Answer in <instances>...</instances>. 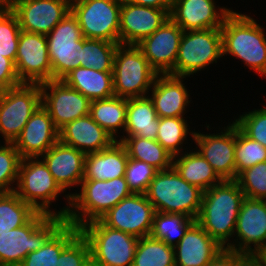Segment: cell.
<instances>
[{
  "instance_id": "obj_40",
  "label": "cell",
  "mask_w": 266,
  "mask_h": 266,
  "mask_svg": "<svg viewBox=\"0 0 266 266\" xmlns=\"http://www.w3.org/2000/svg\"><path fill=\"white\" fill-rule=\"evenodd\" d=\"M21 28L9 7H0V55L16 60Z\"/></svg>"
},
{
  "instance_id": "obj_3",
  "label": "cell",
  "mask_w": 266,
  "mask_h": 266,
  "mask_svg": "<svg viewBox=\"0 0 266 266\" xmlns=\"http://www.w3.org/2000/svg\"><path fill=\"white\" fill-rule=\"evenodd\" d=\"M80 186V192H71L70 209L65 218L67 223L77 228L99 219L132 194L125 177L111 180H82Z\"/></svg>"
},
{
  "instance_id": "obj_18",
  "label": "cell",
  "mask_w": 266,
  "mask_h": 266,
  "mask_svg": "<svg viewBox=\"0 0 266 266\" xmlns=\"http://www.w3.org/2000/svg\"><path fill=\"white\" fill-rule=\"evenodd\" d=\"M265 246L266 200L245 197L237 217L233 242L227 249L252 255Z\"/></svg>"
},
{
  "instance_id": "obj_5",
  "label": "cell",
  "mask_w": 266,
  "mask_h": 266,
  "mask_svg": "<svg viewBox=\"0 0 266 266\" xmlns=\"http://www.w3.org/2000/svg\"><path fill=\"white\" fill-rule=\"evenodd\" d=\"M145 195L155 211L185 214L196 220L201 208L203 191L185 181L172 167L157 172Z\"/></svg>"
},
{
  "instance_id": "obj_44",
  "label": "cell",
  "mask_w": 266,
  "mask_h": 266,
  "mask_svg": "<svg viewBox=\"0 0 266 266\" xmlns=\"http://www.w3.org/2000/svg\"><path fill=\"white\" fill-rule=\"evenodd\" d=\"M157 172V169L146 162L129 158L124 177L132 193L145 194Z\"/></svg>"
},
{
  "instance_id": "obj_26",
  "label": "cell",
  "mask_w": 266,
  "mask_h": 266,
  "mask_svg": "<svg viewBox=\"0 0 266 266\" xmlns=\"http://www.w3.org/2000/svg\"><path fill=\"white\" fill-rule=\"evenodd\" d=\"M59 140L85 155L110 147L115 140L95 122L90 114L67 123L59 130Z\"/></svg>"
},
{
  "instance_id": "obj_48",
  "label": "cell",
  "mask_w": 266,
  "mask_h": 266,
  "mask_svg": "<svg viewBox=\"0 0 266 266\" xmlns=\"http://www.w3.org/2000/svg\"><path fill=\"white\" fill-rule=\"evenodd\" d=\"M121 4H136L140 6L171 9L173 0H119Z\"/></svg>"
},
{
  "instance_id": "obj_30",
  "label": "cell",
  "mask_w": 266,
  "mask_h": 266,
  "mask_svg": "<svg viewBox=\"0 0 266 266\" xmlns=\"http://www.w3.org/2000/svg\"><path fill=\"white\" fill-rule=\"evenodd\" d=\"M90 101L108 99L114 95L113 72H100L88 67L73 69L62 79Z\"/></svg>"
},
{
  "instance_id": "obj_46",
  "label": "cell",
  "mask_w": 266,
  "mask_h": 266,
  "mask_svg": "<svg viewBox=\"0 0 266 266\" xmlns=\"http://www.w3.org/2000/svg\"><path fill=\"white\" fill-rule=\"evenodd\" d=\"M22 84L17 76L15 62L0 55V91Z\"/></svg>"
},
{
  "instance_id": "obj_11",
  "label": "cell",
  "mask_w": 266,
  "mask_h": 266,
  "mask_svg": "<svg viewBox=\"0 0 266 266\" xmlns=\"http://www.w3.org/2000/svg\"><path fill=\"white\" fill-rule=\"evenodd\" d=\"M121 6L119 0H71V12L83 37L118 44Z\"/></svg>"
},
{
  "instance_id": "obj_35",
  "label": "cell",
  "mask_w": 266,
  "mask_h": 266,
  "mask_svg": "<svg viewBox=\"0 0 266 266\" xmlns=\"http://www.w3.org/2000/svg\"><path fill=\"white\" fill-rule=\"evenodd\" d=\"M36 213L15 191L0 193V234L25 225Z\"/></svg>"
},
{
  "instance_id": "obj_13",
  "label": "cell",
  "mask_w": 266,
  "mask_h": 266,
  "mask_svg": "<svg viewBox=\"0 0 266 266\" xmlns=\"http://www.w3.org/2000/svg\"><path fill=\"white\" fill-rule=\"evenodd\" d=\"M41 104L49 112L54 126L60 130L67 123L90 114L91 101L63 80L40 84Z\"/></svg>"
},
{
  "instance_id": "obj_36",
  "label": "cell",
  "mask_w": 266,
  "mask_h": 266,
  "mask_svg": "<svg viewBox=\"0 0 266 266\" xmlns=\"http://www.w3.org/2000/svg\"><path fill=\"white\" fill-rule=\"evenodd\" d=\"M184 117L159 118L158 134L156 140L174 157L184 152L182 146L187 142L190 134L193 138L194 131L189 130L191 123ZM189 125V126H188ZM192 131V132H191ZM183 148V149H182Z\"/></svg>"
},
{
  "instance_id": "obj_50",
  "label": "cell",
  "mask_w": 266,
  "mask_h": 266,
  "mask_svg": "<svg viewBox=\"0 0 266 266\" xmlns=\"http://www.w3.org/2000/svg\"><path fill=\"white\" fill-rule=\"evenodd\" d=\"M239 266H261L253 255H248Z\"/></svg>"
},
{
  "instance_id": "obj_2",
  "label": "cell",
  "mask_w": 266,
  "mask_h": 266,
  "mask_svg": "<svg viewBox=\"0 0 266 266\" xmlns=\"http://www.w3.org/2000/svg\"><path fill=\"white\" fill-rule=\"evenodd\" d=\"M247 14L232 11L221 27L223 56L230 55L266 78V34Z\"/></svg>"
},
{
  "instance_id": "obj_6",
  "label": "cell",
  "mask_w": 266,
  "mask_h": 266,
  "mask_svg": "<svg viewBox=\"0 0 266 266\" xmlns=\"http://www.w3.org/2000/svg\"><path fill=\"white\" fill-rule=\"evenodd\" d=\"M157 75L137 45H118L113 62L115 96L127 99L148 96Z\"/></svg>"
},
{
  "instance_id": "obj_22",
  "label": "cell",
  "mask_w": 266,
  "mask_h": 266,
  "mask_svg": "<svg viewBox=\"0 0 266 266\" xmlns=\"http://www.w3.org/2000/svg\"><path fill=\"white\" fill-rule=\"evenodd\" d=\"M231 9L216 7L215 0H173L170 18L183 31L221 28Z\"/></svg>"
},
{
  "instance_id": "obj_21",
  "label": "cell",
  "mask_w": 266,
  "mask_h": 266,
  "mask_svg": "<svg viewBox=\"0 0 266 266\" xmlns=\"http://www.w3.org/2000/svg\"><path fill=\"white\" fill-rule=\"evenodd\" d=\"M170 11L171 9L122 4L119 28L120 44H139L170 18Z\"/></svg>"
},
{
  "instance_id": "obj_51",
  "label": "cell",
  "mask_w": 266,
  "mask_h": 266,
  "mask_svg": "<svg viewBox=\"0 0 266 266\" xmlns=\"http://www.w3.org/2000/svg\"><path fill=\"white\" fill-rule=\"evenodd\" d=\"M17 0H0V7H10Z\"/></svg>"
},
{
  "instance_id": "obj_34",
  "label": "cell",
  "mask_w": 266,
  "mask_h": 266,
  "mask_svg": "<svg viewBox=\"0 0 266 266\" xmlns=\"http://www.w3.org/2000/svg\"><path fill=\"white\" fill-rule=\"evenodd\" d=\"M196 222L185 214L156 211L150 236L175 247L187 230Z\"/></svg>"
},
{
  "instance_id": "obj_19",
  "label": "cell",
  "mask_w": 266,
  "mask_h": 266,
  "mask_svg": "<svg viewBox=\"0 0 266 266\" xmlns=\"http://www.w3.org/2000/svg\"><path fill=\"white\" fill-rule=\"evenodd\" d=\"M9 8L21 30L47 35L71 11V0H17Z\"/></svg>"
},
{
  "instance_id": "obj_17",
  "label": "cell",
  "mask_w": 266,
  "mask_h": 266,
  "mask_svg": "<svg viewBox=\"0 0 266 266\" xmlns=\"http://www.w3.org/2000/svg\"><path fill=\"white\" fill-rule=\"evenodd\" d=\"M218 133L196 132L192 140L195 149L209 162L222 180H236L235 140L236 124L228 123ZM198 148V149H197Z\"/></svg>"
},
{
  "instance_id": "obj_14",
  "label": "cell",
  "mask_w": 266,
  "mask_h": 266,
  "mask_svg": "<svg viewBox=\"0 0 266 266\" xmlns=\"http://www.w3.org/2000/svg\"><path fill=\"white\" fill-rule=\"evenodd\" d=\"M155 212L154 206L145 194L132 193L108 210L99 220L110 228L140 239L150 235Z\"/></svg>"
},
{
  "instance_id": "obj_10",
  "label": "cell",
  "mask_w": 266,
  "mask_h": 266,
  "mask_svg": "<svg viewBox=\"0 0 266 266\" xmlns=\"http://www.w3.org/2000/svg\"><path fill=\"white\" fill-rule=\"evenodd\" d=\"M82 38L78 20L71 11L46 35L52 79L62 80L81 67Z\"/></svg>"
},
{
  "instance_id": "obj_37",
  "label": "cell",
  "mask_w": 266,
  "mask_h": 266,
  "mask_svg": "<svg viewBox=\"0 0 266 266\" xmlns=\"http://www.w3.org/2000/svg\"><path fill=\"white\" fill-rule=\"evenodd\" d=\"M132 266H175L174 247L150 235L138 239Z\"/></svg>"
},
{
  "instance_id": "obj_12",
  "label": "cell",
  "mask_w": 266,
  "mask_h": 266,
  "mask_svg": "<svg viewBox=\"0 0 266 266\" xmlns=\"http://www.w3.org/2000/svg\"><path fill=\"white\" fill-rule=\"evenodd\" d=\"M40 105V84L22 83L0 91V134L3 142L13 143Z\"/></svg>"
},
{
  "instance_id": "obj_29",
  "label": "cell",
  "mask_w": 266,
  "mask_h": 266,
  "mask_svg": "<svg viewBox=\"0 0 266 266\" xmlns=\"http://www.w3.org/2000/svg\"><path fill=\"white\" fill-rule=\"evenodd\" d=\"M158 126L159 117L149 96L127 99L126 124L121 136L156 140Z\"/></svg>"
},
{
  "instance_id": "obj_16",
  "label": "cell",
  "mask_w": 266,
  "mask_h": 266,
  "mask_svg": "<svg viewBox=\"0 0 266 266\" xmlns=\"http://www.w3.org/2000/svg\"><path fill=\"white\" fill-rule=\"evenodd\" d=\"M15 66L21 83L42 84L52 80L46 35L21 30Z\"/></svg>"
},
{
  "instance_id": "obj_45",
  "label": "cell",
  "mask_w": 266,
  "mask_h": 266,
  "mask_svg": "<svg viewBox=\"0 0 266 266\" xmlns=\"http://www.w3.org/2000/svg\"><path fill=\"white\" fill-rule=\"evenodd\" d=\"M58 266H91V251L80 232L60 253Z\"/></svg>"
},
{
  "instance_id": "obj_42",
  "label": "cell",
  "mask_w": 266,
  "mask_h": 266,
  "mask_svg": "<svg viewBox=\"0 0 266 266\" xmlns=\"http://www.w3.org/2000/svg\"><path fill=\"white\" fill-rule=\"evenodd\" d=\"M236 181L245 197L266 200V161L245 169Z\"/></svg>"
},
{
  "instance_id": "obj_1",
  "label": "cell",
  "mask_w": 266,
  "mask_h": 266,
  "mask_svg": "<svg viewBox=\"0 0 266 266\" xmlns=\"http://www.w3.org/2000/svg\"><path fill=\"white\" fill-rule=\"evenodd\" d=\"M244 198L236 180H223L203 192L196 222L223 248L233 242L237 217Z\"/></svg>"
},
{
  "instance_id": "obj_4",
  "label": "cell",
  "mask_w": 266,
  "mask_h": 266,
  "mask_svg": "<svg viewBox=\"0 0 266 266\" xmlns=\"http://www.w3.org/2000/svg\"><path fill=\"white\" fill-rule=\"evenodd\" d=\"M62 216L37 212L25 225L0 234V266H20L66 223Z\"/></svg>"
},
{
  "instance_id": "obj_27",
  "label": "cell",
  "mask_w": 266,
  "mask_h": 266,
  "mask_svg": "<svg viewBox=\"0 0 266 266\" xmlns=\"http://www.w3.org/2000/svg\"><path fill=\"white\" fill-rule=\"evenodd\" d=\"M128 159L127 151L119 141L99 152L86 154L83 180L124 177Z\"/></svg>"
},
{
  "instance_id": "obj_9",
  "label": "cell",
  "mask_w": 266,
  "mask_h": 266,
  "mask_svg": "<svg viewBox=\"0 0 266 266\" xmlns=\"http://www.w3.org/2000/svg\"><path fill=\"white\" fill-rule=\"evenodd\" d=\"M223 57L221 28L184 31L175 76L190 77Z\"/></svg>"
},
{
  "instance_id": "obj_20",
  "label": "cell",
  "mask_w": 266,
  "mask_h": 266,
  "mask_svg": "<svg viewBox=\"0 0 266 266\" xmlns=\"http://www.w3.org/2000/svg\"><path fill=\"white\" fill-rule=\"evenodd\" d=\"M183 32L181 27L169 18L153 34L137 44L158 74L175 76V62Z\"/></svg>"
},
{
  "instance_id": "obj_31",
  "label": "cell",
  "mask_w": 266,
  "mask_h": 266,
  "mask_svg": "<svg viewBox=\"0 0 266 266\" xmlns=\"http://www.w3.org/2000/svg\"><path fill=\"white\" fill-rule=\"evenodd\" d=\"M126 111L127 98L118 96L94 100L90 104V116L92 119L107 131L115 141L120 139V135L118 134H121V131L124 135Z\"/></svg>"
},
{
  "instance_id": "obj_7",
  "label": "cell",
  "mask_w": 266,
  "mask_h": 266,
  "mask_svg": "<svg viewBox=\"0 0 266 266\" xmlns=\"http://www.w3.org/2000/svg\"><path fill=\"white\" fill-rule=\"evenodd\" d=\"M91 251V266H132L138 238L104 225L99 219L80 227Z\"/></svg>"
},
{
  "instance_id": "obj_47",
  "label": "cell",
  "mask_w": 266,
  "mask_h": 266,
  "mask_svg": "<svg viewBox=\"0 0 266 266\" xmlns=\"http://www.w3.org/2000/svg\"><path fill=\"white\" fill-rule=\"evenodd\" d=\"M248 254L223 248L208 266H239Z\"/></svg>"
},
{
  "instance_id": "obj_33",
  "label": "cell",
  "mask_w": 266,
  "mask_h": 266,
  "mask_svg": "<svg viewBox=\"0 0 266 266\" xmlns=\"http://www.w3.org/2000/svg\"><path fill=\"white\" fill-rule=\"evenodd\" d=\"M79 233L80 228L66 222L42 248L30 252L20 266H58L60 253Z\"/></svg>"
},
{
  "instance_id": "obj_8",
  "label": "cell",
  "mask_w": 266,
  "mask_h": 266,
  "mask_svg": "<svg viewBox=\"0 0 266 266\" xmlns=\"http://www.w3.org/2000/svg\"><path fill=\"white\" fill-rule=\"evenodd\" d=\"M15 187L17 195L37 212L58 216V211L51 210L50 206L65 191L40 157L22 158Z\"/></svg>"
},
{
  "instance_id": "obj_43",
  "label": "cell",
  "mask_w": 266,
  "mask_h": 266,
  "mask_svg": "<svg viewBox=\"0 0 266 266\" xmlns=\"http://www.w3.org/2000/svg\"><path fill=\"white\" fill-rule=\"evenodd\" d=\"M233 122L251 139L266 148V104L260 109L243 112Z\"/></svg>"
},
{
  "instance_id": "obj_25",
  "label": "cell",
  "mask_w": 266,
  "mask_h": 266,
  "mask_svg": "<svg viewBox=\"0 0 266 266\" xmlns=\"http://www.w3.org/2000/svg\"><path fill=\"white\" fill-rule=\"evenodd\" d=\"M223 247L195 222L174 247L175 266H208Z\"/></svg>"
},
{
  "instance_id": "obj_32",
  "label": "cell",
  "mask_w": 266,
  "mask_h": 266,
  "mask_svg": "<svg viewBox=\"0 0 266 266\" xmlns=\"http://www.w3.org/2000/svg\"><path fill=\"white\" fill-rule=\"evenodd\" d=\"M128 157L146 162L158 171L172 168L173 156L157 141L138 136H120Z\"/></svg>"
},
{
  "instance_id": "obj_41",
  "label": "cell",
  "mask_w": 266,
  "mask_h": 266,
  "mask_svg": "<svg viewBox=\"0 0 266 266\" xmlns=\"http://www.w3.org/2000/svg\"><path fill=\"white\" fill-rule=\"evenodd\" d=\"M22 157L13 143L0 145V193L15 191Z\"/></svg>"
},
{
  "instance_id": "obj_23",
  "label": "cell",
  "mask_w": 266,
  "mask_h": 266,
  "mask_svg": "<svg viewBox=\"0 0 266 266\" xmlns=\"http://www.w3.org/2000/svg\"><path fill=\"white\" fill-rule=\"evenodd\" d=\"M59 140L49 112L42 104L31 115L13 144L22 158L40 157Z\"/></svg>"
},
{
  "instance_id": "obj_49",
  "label": "cell",
  "mask_w": 266,
  "mask_h": 266,
  "mask_svg": "<svg viewBox=\"0 0 266 266\" xmlns=\"http://www.w3.org/2000/svg\"><path fill=\"white\" fill-rule=\"evenodd\" d=\"M252 255L260 263L261 266H266V246L258 249Z\"/></svg>"
},
{
  "instance_id": "obj_39",
  "label": "cell",
  "mask_w": 266,
  "mask_h": 266,
  "mask_svg": "<svg viewBox=\"0 0 266 266\" xmlns=\"http://www.w3.org/2000/svg\"><path fill=\"white\" fill-rule=\"evenodd\" d=\"M266 161V148L249 138L236 125L235 166L237 176L247 168Z\"/></svg>"
},
{
  "instance_id": "obj_38",
  "label": "cell",
  "mask_w": 266,
  "mask_h": 266,
  "mask_svg": "<svg viewBox=\"0 0 266 266\" xmlns=\"http://www.w3.org/2000/svg\"><path fill=\"white\" fill-rule=\"evenodd\" d=\"M118 43L102 39L82 38L81 66L100 72H113V62Z\"/></svg>"
},
{
  "instance_id": "obj_15",
  "label": "cell",
  "mask_w": 266,
  "mask_h": 266,
  "mask_svg": "<svg viewBox=\"0 0 266 266\" xmlns=\"http://www.w3.org/2000/svg\"><path fill=\"white\" fill-rule=\"evenodd\" d=\"M85 154L58 140L46 153L40 156L55 181L65 191L66 206L60 208L58 216L66 218L71 204V193L66 191L79 186L84 179ZM75 185V186H74Z\"/></svg>"
},
{
  "instance_id": "obj_28",
  "label": "cell",
  "mask_w": 266,
  "mask_h": 266,
  "mask_svg": "<svg viewBox=\"0 0 266 266\" xmlns=\"http://www.w3.org/2000/svg\"><path fill=\"white\" fill-rule=\"evenodd\" d=\"M187 151L174 156L172 164V167L185 181L203 192L223 181L195 148L190 152Z\"/></svg>"
},
{
  "instance_id": "obj_24",
  "label": "cell",
  "mask_w": 266,
  "mask_h": 266,
  "mask_svg": "<svg viewBox=\"0 0 266 266\" xmlns=\"http://www.w3.org/2000/svg\"><path fill=\"white\" fill-rule=\"evenodd\" d=\"M184 78L186 79V77L171 74L157 75L148 96L159 118L183 117L188 113L186 108L189 107L191 97L183 83Z\"/></svg>"
}]
</instances>
